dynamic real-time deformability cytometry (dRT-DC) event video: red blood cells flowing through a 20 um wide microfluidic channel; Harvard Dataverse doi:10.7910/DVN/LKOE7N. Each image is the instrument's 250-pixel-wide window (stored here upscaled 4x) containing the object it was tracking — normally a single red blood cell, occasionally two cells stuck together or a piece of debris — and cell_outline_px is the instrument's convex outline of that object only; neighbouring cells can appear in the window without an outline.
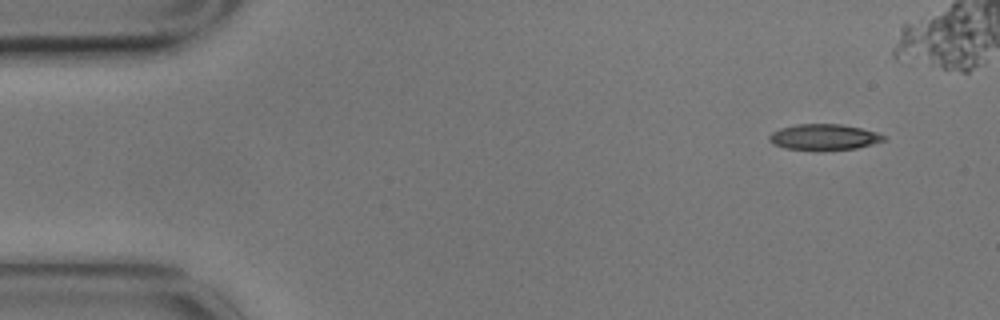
{"species": "common noctule bat (a hibernating species)", "species_latin": "Nyctalus noctula", "temperature_condition": "cold", "stored_images_in_passage": 5, "camera_frame_rate_fps": 3000, "um_per_image_px": 0.085, "animal": {"sex": "male", "body_mass_g": 17.9}, "frame": {"image": 1, "passage_image": 1, "time_ms": 0.0, "image_size_px": [1000, 320], "cell_outline_px": [[888, 140], [856, 148], [820, 152], [816, 152], [784, 148], [772, 144], [768, 140], [768, 136], [772, 132], [780, 128], [796, 124], [840, 124], [860, 128], [876, 132], [888, 136]], "centroid_in_image_um": [70.03, 11.68], "position_along_channel_um": 15.0, "area_um2": 17.92}}